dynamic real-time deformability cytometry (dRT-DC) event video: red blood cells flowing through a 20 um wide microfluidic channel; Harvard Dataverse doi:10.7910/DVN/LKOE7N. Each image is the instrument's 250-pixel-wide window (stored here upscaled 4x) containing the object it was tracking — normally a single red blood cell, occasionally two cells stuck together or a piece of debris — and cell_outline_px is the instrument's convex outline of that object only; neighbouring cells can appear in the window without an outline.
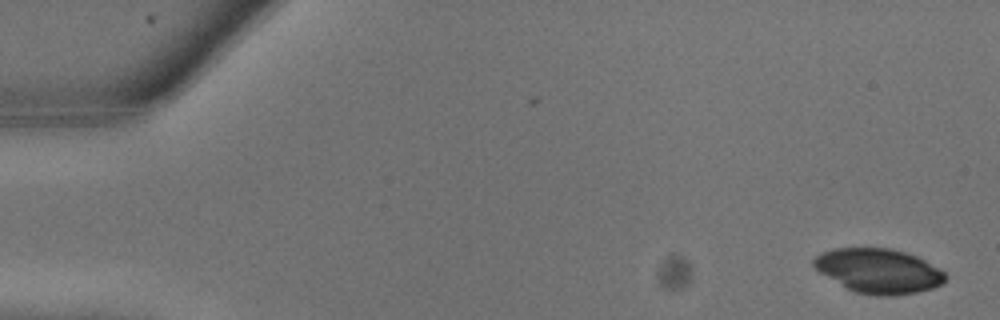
{"species": "common noctule bat (a hibernating species)", "species_latin": "Nyctalus noctula", "temperature_condition": "warm", "stored_images_in_passage": 9, "camera_frame_rate_fps": 3000, "um_per_image_px": 0.085, "animal": {"sex": "male", "body_mass_g": 13.3}, "frame": {"image": 1, "passage_image": 1, "time_ms": 0.0, "image_size_px": [1000, 320], "cell_outline_px": [[948, 276], [940, 284], [932, 288], [916, 292], [892, 296], [880, 296], [856, 292], [848, 288], [820, 272], [812, 264], [812, 260], [820, 252], [832, 248], [892, 248], [916, 256], [940, 268]], "centroid_in_image_um": [74.68, 23.01], "position_along_channel_um": 10.3, "area_um2": 33.93}}